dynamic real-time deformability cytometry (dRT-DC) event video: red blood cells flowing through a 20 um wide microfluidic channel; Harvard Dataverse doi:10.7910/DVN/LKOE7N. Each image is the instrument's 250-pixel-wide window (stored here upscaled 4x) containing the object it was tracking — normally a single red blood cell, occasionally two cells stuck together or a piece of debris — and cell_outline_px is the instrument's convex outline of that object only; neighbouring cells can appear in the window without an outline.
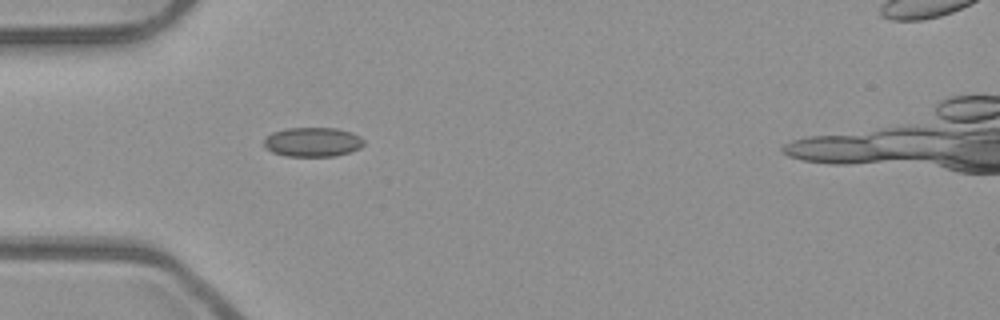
{"species": "common noctule bat (a hibernating species)", "species_latin": "Nyctalus noctula", "temperature_condition": "room temperature", "stored_images_in_passage": 32, "camera_frame_rate_fps": 3000, "um_per_image_px": 0.085, "animal": {"sex": "male", "body_mass_g": 23.1, "forearm_length_mm": 52.7}, "frame": {"image": 1, "passage_image": 1, "time_ms": 0.0, "image_size_px": [1000, 320], "cell_outline_px": [[364, 144], [360, 148], [352, 152], [336, 156], [288, 156], [272, 152], [264, 148], [264, 140], [272, 132], [288, 128], [336, 128], [352, 132], [360, 136], [364, 140]], "centroid_in_image_um": [26.6, 12.07], "position_along_channel_um": 58.4, "area_um2": 17.22}}
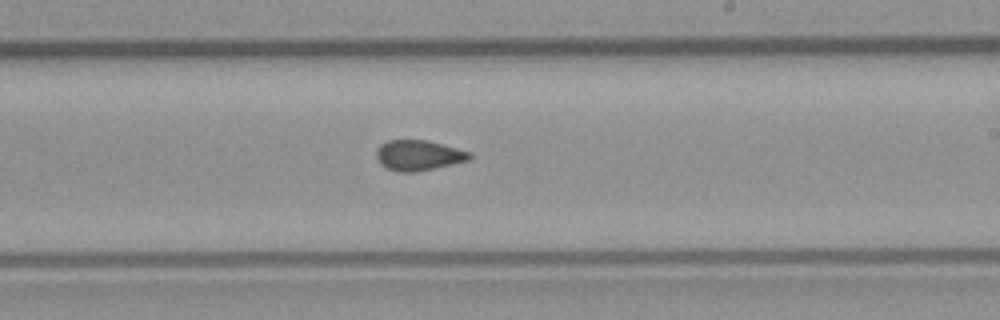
{"frame": {"image": 2, "passage_image": 16, "time_ms": 5.0, "image_size_px": [1000, 320], "cell_outline_px": [[472, 160], [412, 172], [396, 172], [380, 164], [376, 156], [376, 148], [380, 144], [388, 140], [424, 140], [472, 152]], "centroid_in_image_um": [35.56, 13.2], "position_along_channel_um": 253.4, "area_um2": 16.42}}
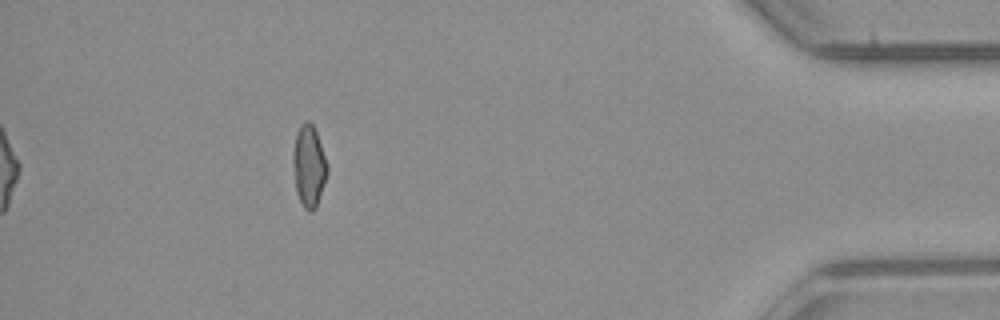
{"frame": {"image": 3, "passage_image": 32, "time_ms": 10.333, "image_size_px": [1000, 320], "cell_outline_px": [[328, 172], [316, 208], [312, 212], [308, 212], [304, 208], [296, 192], [292, 160], [292, 156], [296, 132], [300, 124], [304, 120], [308, 120], [312, 124], [316, 132], [328, 164]], "centroid_in_image_um": [26.25, 14.11], "position_along_channel_um": 409.0, "area_um2": 16.47}, "authors_computed_cell_mechanics": {"area_um2": 16.5597, "velocity_mm_per_s": 3.9615, "shape_relaxation_time_tau1_ms": null, "shape_relaxation_time_tau2_ms": 2.0943, "deformation_change_tau1": null, "deformation_change_tau2": 0.0731}}